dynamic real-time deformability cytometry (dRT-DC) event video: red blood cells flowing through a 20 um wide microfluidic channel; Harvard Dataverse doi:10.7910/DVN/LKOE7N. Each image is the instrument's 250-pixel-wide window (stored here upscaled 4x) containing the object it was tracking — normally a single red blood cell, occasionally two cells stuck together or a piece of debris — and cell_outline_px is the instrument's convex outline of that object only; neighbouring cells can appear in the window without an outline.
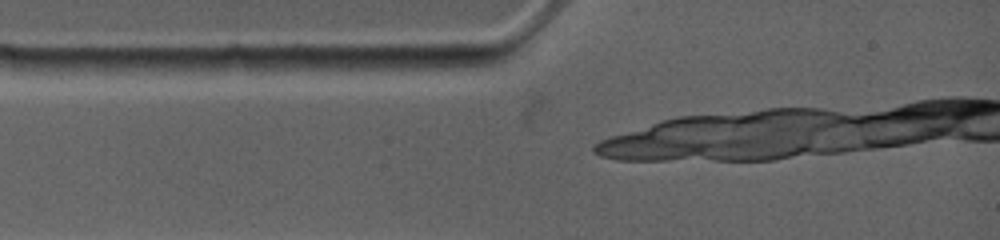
{"species": "common noctule bat (a hibernating species)", "species_latin": "Nyctalus noctula", "temperature_condition": "warm", "stored_images_in_passage": 1, "camera_frame_rate_fps": 4500, "um_per_image_px": 0.085, "animal": {"sex": "female", "body_mass_g": 19.0, "forearm_length_mm": 53.3}, "frame": {"image": 1, "passage_image": 1, "time_ms": 0.0, "image_size_px": [1000, 240], "cell_outline_px": [[504, 60], [492, 64], [452, 72], [364, 68], [372, 56], [504, 56]], "centroid_in_image_um": [36.67, 5.33], "position_along_channel_um": 48.3, "area_um2": 12.54}}